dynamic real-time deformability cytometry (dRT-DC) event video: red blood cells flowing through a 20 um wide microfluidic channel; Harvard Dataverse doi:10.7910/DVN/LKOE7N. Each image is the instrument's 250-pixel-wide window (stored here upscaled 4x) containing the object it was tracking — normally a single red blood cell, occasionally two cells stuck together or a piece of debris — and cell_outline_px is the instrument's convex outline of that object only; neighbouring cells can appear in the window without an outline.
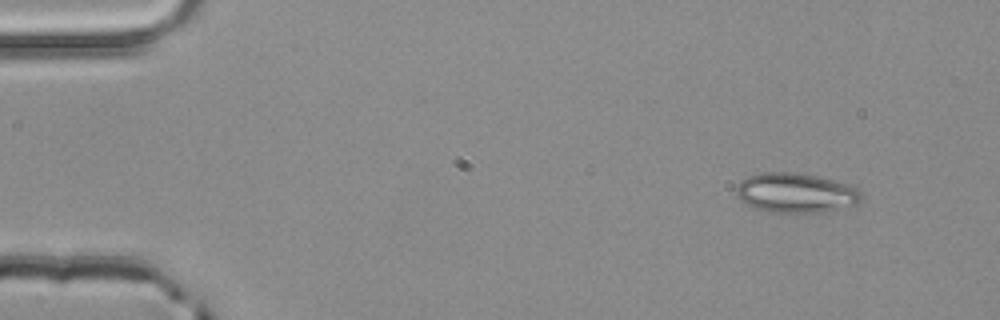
{"species": "common noctule bat (a hibernating species)", "species_latin": "Nyctalus noctula", "temperature_condition": "room temperature", "stored_images_in_passage": 4, "camera_frame_rate_fps": 3000, "um_per_image_px": 0.085, "animal": {"sex": "male", "body_mass_g": 20.4}, "frame": {"image": 1, "passage_image": 1, "time_ms": 0.0, "image_size_px": [1000, 320], "cell_outline_px": [[860, 200], [856, 204], [820, 212], [768, 212], [756, 208], [740, 200], [736, 196], [736, 188], [748, 176], [764, 172], [792, 172], [816, 176], [848, 184], [856, 188], [860, 192]], "centroid_in_image_um": [67.61, 16.39], "position_along_channel_um": 17.4, "area_um2": 28.38}}